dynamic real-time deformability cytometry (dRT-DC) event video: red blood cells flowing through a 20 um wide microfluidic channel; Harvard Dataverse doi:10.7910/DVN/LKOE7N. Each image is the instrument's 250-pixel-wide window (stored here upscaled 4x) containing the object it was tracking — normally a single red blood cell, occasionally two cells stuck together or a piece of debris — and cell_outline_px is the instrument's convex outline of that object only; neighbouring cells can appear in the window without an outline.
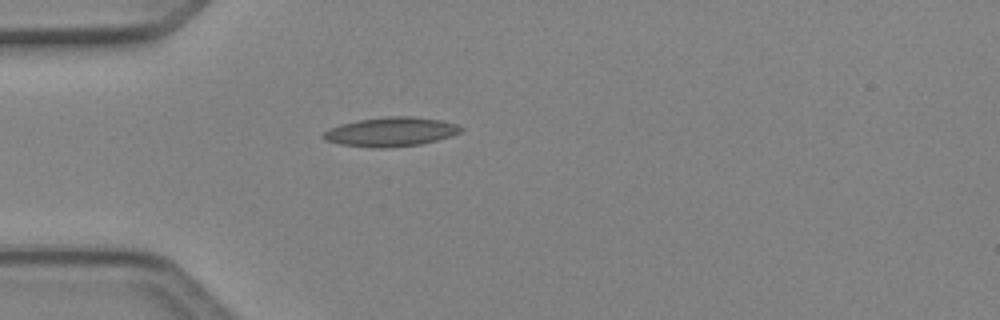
{"species": "Egyptian fruit bat (a non-hibernating species)", "species_latin": "Rousettus aegyptiacus", "temperature_condition": "cold", "stored_images_in_passage": 3, "camera_frame_rate_fps": 3000, "um_per_image_px": 0.085, "animal": {"sex": "female"}, "frame": {"image": 1, "passage_image": 1, "time_ms": 0.0, "image_size_px": [1000, 320], "cell_outline_px": [[464, 128], [460, 132], [436, 140], [420, 144], [388, 148], [372, 148], [340, 144], [324, 140], [320, 136], [328, 128], [340, 124], [360, 120], [388, 116], [412, 116], [440, 120], [456, 124]], "centroid_in_image_um": [33.17, 11.21], "position_along_channel_um": 51.8, "area_um2": 23.35}}